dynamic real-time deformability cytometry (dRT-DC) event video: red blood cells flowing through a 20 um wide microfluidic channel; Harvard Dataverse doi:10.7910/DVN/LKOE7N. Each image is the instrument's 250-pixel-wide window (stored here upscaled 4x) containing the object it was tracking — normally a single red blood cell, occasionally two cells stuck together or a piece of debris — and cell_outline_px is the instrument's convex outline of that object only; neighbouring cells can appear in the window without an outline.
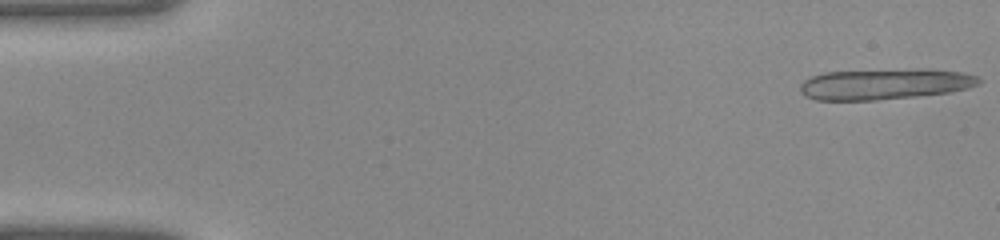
{"species": "common noctule bat (a hibernating species)", "species_latin": "Nyctalus noctula", "temperature_condition": "warm", "stored_images_in_passage": 14, "camera_frame_rate_fps": 3000, "um_per_image_px": 0.085, "animal": {"sex": "female", "body_mass_g": 22.0, "forearm_length_mm": 56.7}, "frame": {"image": 1, "passage_image": 1, "time_ms": 0.0, "image_size_px": [1000, 240], "cell_outline_px": [[984, 80], [980, 84], [968, 88], [948, 92], [916, 96], [876, 100], [816, 100], [804, 96], [800, 92], [800, 84], [804, 80], [812, 76], [824, 72], [920, 68], [932, 68], [960, 72], [976, 76]], "centroid_in_image_um": [75.22, 7.13], "position_along_channel_um": 9.8, "area_um2": 32.48}}